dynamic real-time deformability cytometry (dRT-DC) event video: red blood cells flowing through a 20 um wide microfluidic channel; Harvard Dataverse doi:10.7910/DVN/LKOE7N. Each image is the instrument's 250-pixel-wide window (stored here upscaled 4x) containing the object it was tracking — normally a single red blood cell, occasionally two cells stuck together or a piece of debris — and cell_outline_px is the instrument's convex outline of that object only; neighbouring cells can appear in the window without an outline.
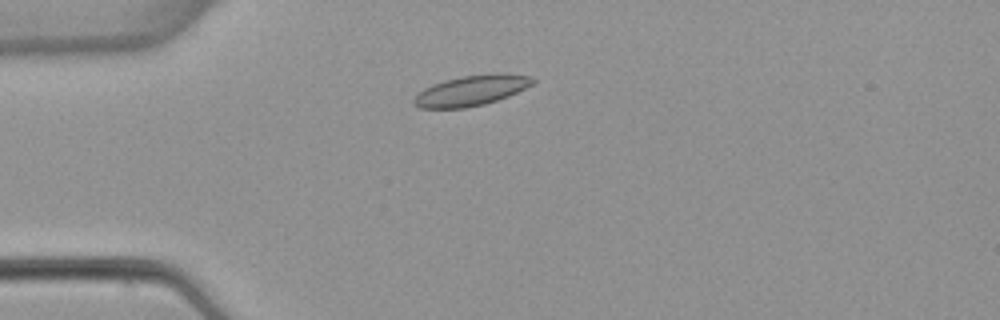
{"species": "common noctule bat (a hibernating species)", "species_latin": "Nyctalus noctula", "temperature_condition": "warm", "stored_images_in_passage": 5, "camera_frame_rate_fps": 3000, "um_per_image_px": 0.085, "animal": {"sex": "female", "body_mass_g": 22.7, "forearm_length_mm": 54.2}, "frame": {"image": 1, "passage_image": 3, "time_ms": 2.667, "image_size_px": [1000, 320], "cell_outline_px": [[536, 80], [532, 84], [508, 96], [484, 104], [464, 108], [420, 108], [412, 104], [412, 100], [424, 88], [432, 84], [444, 80], [460, 76], [492, 72], [504, 72], [532, 76]], "centroid_in_image_um": [40.07, 7.67], "position_along_channel_um": 44.9, "area_um2": 21.27}}
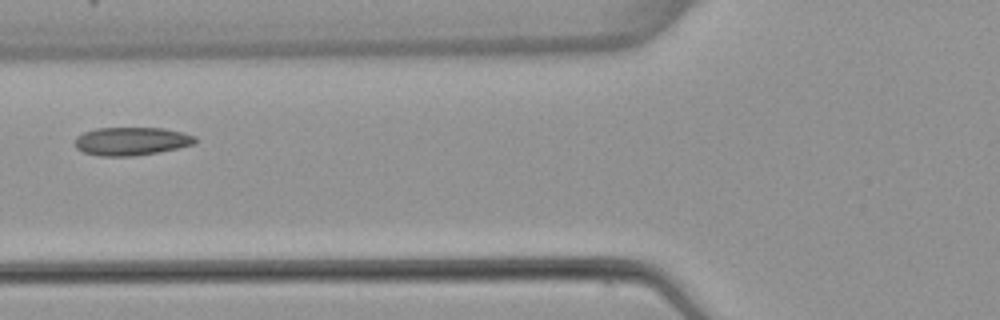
{"frame": {"image": 2, "passage_image": 5, "time_ms": 5.0, "image_size_px": [1000, 320], "cell_outline_px": [[196, 144], [136, 156], [100, 156], [84, 152], [76, 148], [76, 136], [84, 132], [96, 128], [164, 128], [184, 132], [196, 136]], "centroid_in_image_um": [11.19, 12.0], "position_along_channel_um": 114.6, "area_um2": 19.77}}